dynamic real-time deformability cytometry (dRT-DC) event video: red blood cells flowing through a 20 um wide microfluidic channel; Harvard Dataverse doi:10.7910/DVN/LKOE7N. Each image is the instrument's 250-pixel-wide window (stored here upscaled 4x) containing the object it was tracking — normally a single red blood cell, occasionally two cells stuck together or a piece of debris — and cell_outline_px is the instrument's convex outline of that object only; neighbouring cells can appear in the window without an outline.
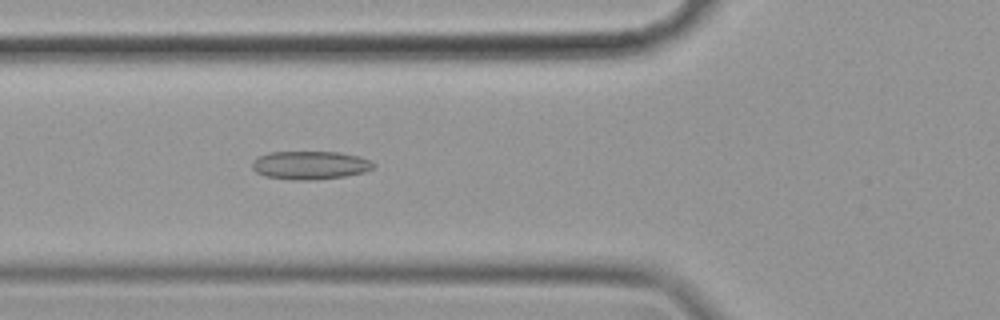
{"species": "common noctule bat (a hibernating species)", "species_latin": "Nyctalus noctula", "temperature_condition": "cold", "stored_images_in_passage": 56, "camera_frame_rate_fps": 3000, "um_per_image_px": 0.085, "animal": {"sex": "female", "body_mass_g": 19.9}, "frame": {"image": 1, "passage_image": 20, "time_ms": 6.333, "image_size_px": [1000, 320], "cell_outline_px": [[376, 164], [372, 168], [364, 172], [344, 176], [316, 180], [296, 180], [264, 176], [256, 172], [252, 168], [252, 160], [268, 152], [340, 152], [360, 156]], "centroid_in_image_um": [26.34, 14.04], "position_along_channel_um": 99.5, "area_um2": 20.06}}
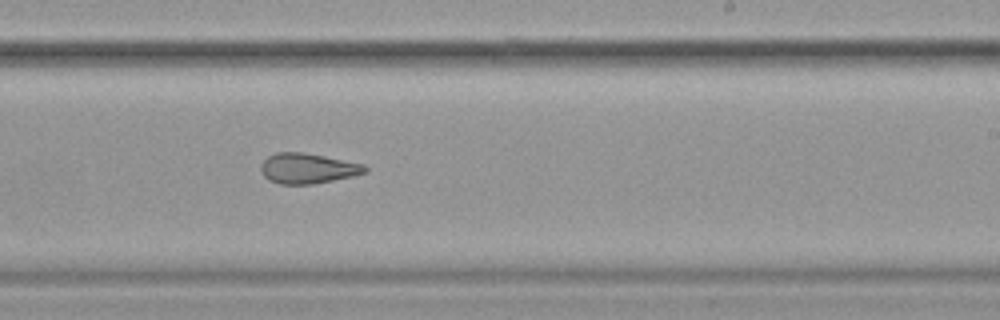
{"frame": {"image": 2, "passage_image": 34, "time_ms": 11.0, "image_size_px": [1000, 320], "cell_outline_px": [[368, 172], [352, 176], [312, 184], [280, 184], [268, 180], [264, 176], [260, 168], [260, 164], [268, 156], [276, 152], [304, 152], [364, 164], [368, 168]], "centroid_in_image_um": [26.14, 14.31], "position_along_channel_um": 262.9, "area_um2": 18.38}}
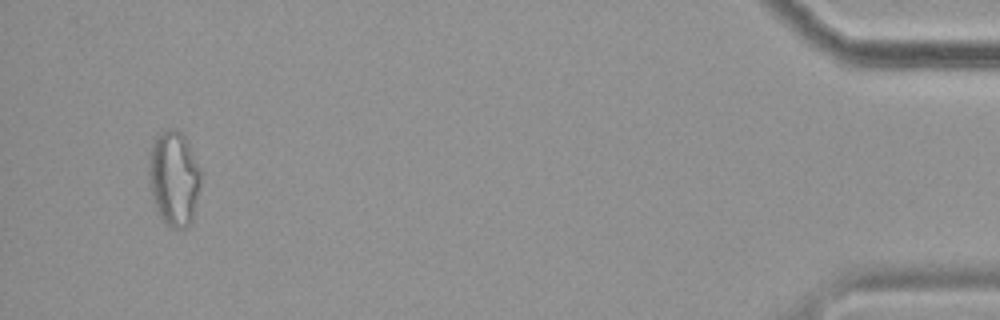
{"frame": {"image": 3, "passage_image": 54, "time_ms": 17.667, "image_size_px": [1000, 320], "cell_outline_px": [[200, 184], [192, 220], [188, 228], [176, 232], [164, 224], [156, 212], [152, 200], [148, 180], [148, 168], [152, 144], [160, 132], [168, 128], [176, 128], [184, 136], [200, 168]], "centroid_in_image_um": [14.76, 15.24], "position_along_channel_um": 420.4, "area_um2": 29.3}, "authors_computed_cell_mechanics": {"area_um2": 21.4149, "velocity_mm_per_s": 3.5095, "shape_relaxation_time_tau1_ms": null, "shape_relaxation_time_tau2_ms": 4.0089, "deformation_change_tau1": null, "deformation_change_tau2": 0.1235}}